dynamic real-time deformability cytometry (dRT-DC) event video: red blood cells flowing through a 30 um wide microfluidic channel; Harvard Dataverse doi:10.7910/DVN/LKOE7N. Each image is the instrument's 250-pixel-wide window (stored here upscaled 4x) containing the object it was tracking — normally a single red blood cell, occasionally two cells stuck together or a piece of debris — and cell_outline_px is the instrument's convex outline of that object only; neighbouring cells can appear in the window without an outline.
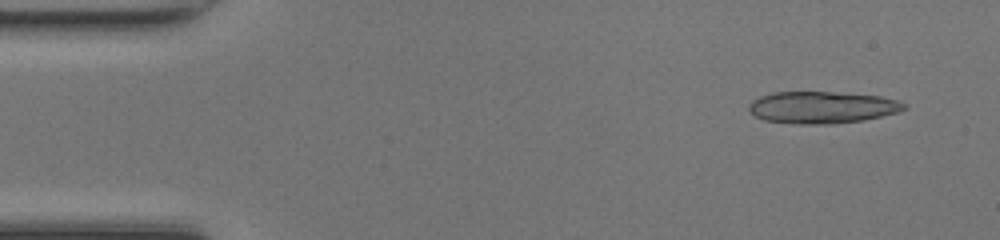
{"species": "common noctule bat (a hibernating species)", "species_latin": "Nyctalus noctula", "temperature_condition": "room temperature", "stored_images_in_passage": 48, "segment_of_instrument_passage": [1, 2], "camera_frame_rate_fps": 3000, "um_per_image_px": 0.085, "animal": {"sex": "female", "body_mass_g": 17.0, "forearm_length_mm": 48.0}, "frame": {"image": 1, "passage_image": 3, "time_ms": 0.667, "image_size_px": [1000, 240], "cell_outline_px": [[908, 108], [900, 112], [864, 120], [832, 124], [800, 124], [764, 120], [756, 116], [748, 108], [748, 104], [752, 100], [760, 96], [772, 92], [832, 92], [880, 96], [900, 100], [908, 104]], "centroid_in_image_um": [69.93, 9.12], "position_along_channel_um": 15.1, "area_um2": 29.13}}